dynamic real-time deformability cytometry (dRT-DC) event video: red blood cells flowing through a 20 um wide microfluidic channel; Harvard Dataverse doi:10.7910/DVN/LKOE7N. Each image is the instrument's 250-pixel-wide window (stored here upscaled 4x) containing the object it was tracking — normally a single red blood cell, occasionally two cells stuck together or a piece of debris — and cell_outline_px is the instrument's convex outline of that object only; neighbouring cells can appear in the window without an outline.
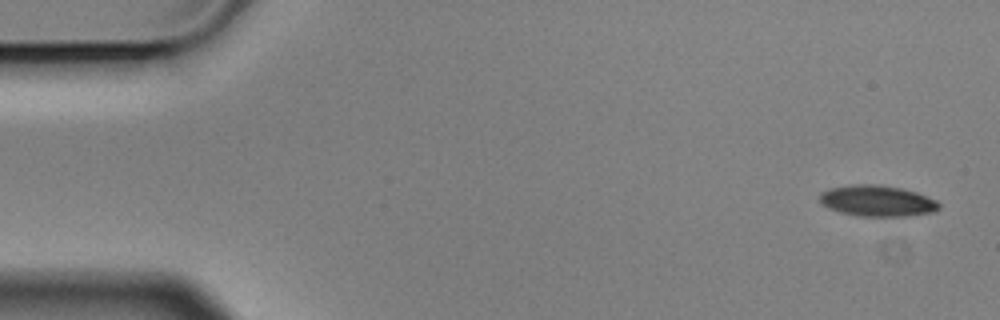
{"species": "Egyptian fruit bat (a non-hibernating species)", "species_latin": "Rousettus aegyptiacus", "temperature_condition": "cold", "stored_images_in_passage": 5, "camera_frame_rate_fps": 3000, "um_per_image_px": 0.085, "animal": {"sex": "male"}, "frame": {"image": 1, "passage_image": 1, "time_ms": 0.0, "image_size_px": [1000, 320], "cell_outline_px": [[940, 208], [936, 212], [908, 216], [860, 216], [840, 212], [828, 208], [820, 200], [820, 192], [828, 188], [852, 184], [880, 184], [900, 188], [916, 192], [936, 200], [940, 204]], "centroid_in_image_um": [74.58, 17.07], "position_along_channel_um": 10.4, "area_um2": 21.73}}
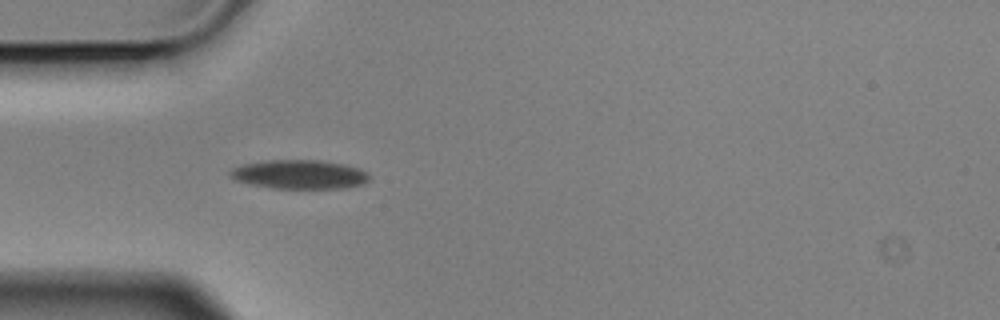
{"frame": {"image": 2, "passage_image": 4, "time_ms": 1.0, "image_size_px": [1000, 320], "cell_outline_px": [[368, 180], [364, 184], [348, 188], [272, 188], [252, 184], [236, 180], [228, 176], [228, 172], [232, 168], [244, 164], [268, 160], [320, 160], [360, 168], [368, 172]], "centroid_in_image_um": [25.46, 14.83], "position_along_channel_um": 59.5, "area_um2": 23.47}}
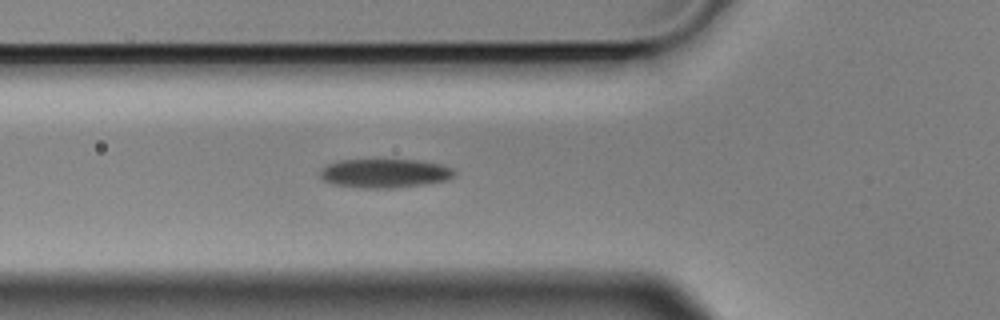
{"frame": {"image": 3, "passage_image": 5, "time_ms": 1.333, "image_size_px": [1000, 320], "cell_outline_px": [[456, 172], [452, 176], [444, 180], [424, 184], [388, 188], [368, 188], [332, 184], [324, 180], [320, 176], [320, 172], [328, 164], [340, 160], [420, 160], [440, 164], [452, 168]], "centroid_in_image_um": [32.69, 14.72], "position_along_channel_um": 93.1, "area_um2": 22.25}}